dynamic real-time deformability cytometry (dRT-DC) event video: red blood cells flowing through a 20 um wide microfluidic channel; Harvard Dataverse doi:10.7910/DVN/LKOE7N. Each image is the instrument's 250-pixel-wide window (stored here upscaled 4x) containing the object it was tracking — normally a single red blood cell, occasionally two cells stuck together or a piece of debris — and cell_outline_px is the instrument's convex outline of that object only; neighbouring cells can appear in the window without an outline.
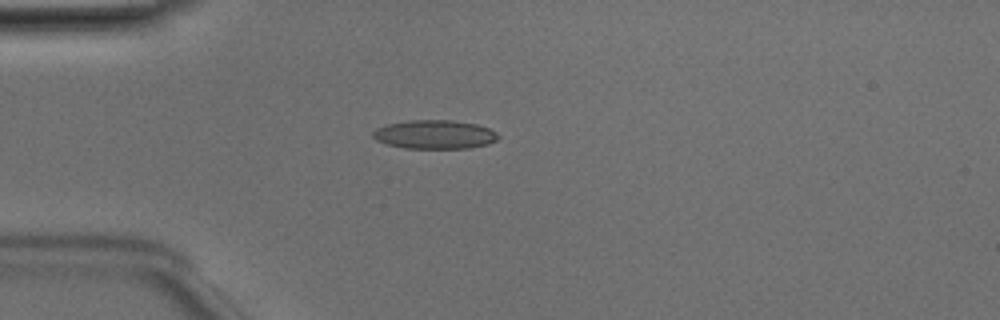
{"species": "Egyptian fruit bat (a non-hibernating species)", "species_latin": "Rousettus aegyptiacus", "temperature_condition": "room temperature", "stored_images_in_passage": 51, "camera_frame_rate_fps": 3000, "um_per_image_px": 0.085, "animal": {"sex": "male"}, "frame": {"image": 1, "passage_image": 14, "time_ms": 4.333, "image_size_px": [1000, 320], "cell_outline_px": [[500, 136], [496, 140], [488, 144], [468, 148], [404, 148], [388, 144], [376, 140], [372, 136], [372, 132], [376, 128], [384, 124], [408, 120], [452, 120], [476, 124], [488, 128], [496, 132]], "centroid_in_image_um": [36.92, 11.42], "position_along_channel_um": 48.1, "area_um2": 21.1}}
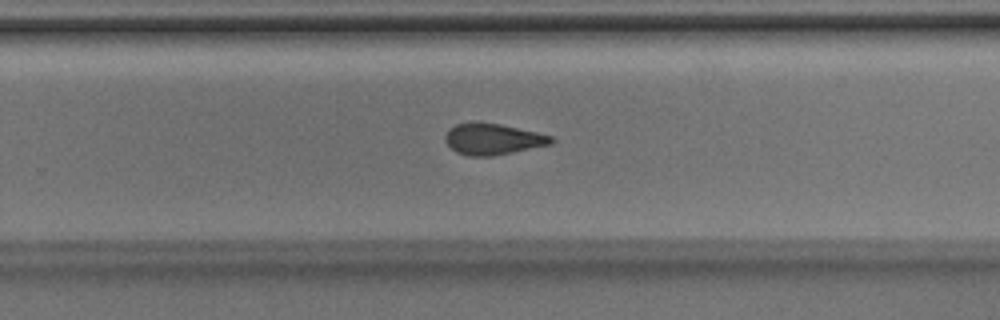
{"frame": {"image": 2, "passage_image": 33, "time_ms": 10.667, "image_size_px": [1000, 320], "cell_outline_px": [[556, 140], [552, 144], [492, 156], [468, 156], [456, 152], [444, 140], [444, 136], [448, 128], [456, 124], [472, 120], [476, 120], [500, 124], [536, 132], [552, 136]], "centroid_in_image_um": [41.85, 11.8], "position_along_channel_um": 288.0, "area_um2": 19.59}}
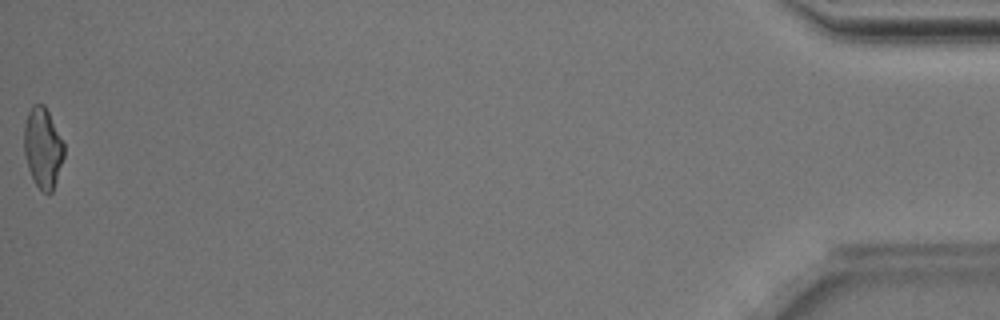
{"frame": {"image": 3, "passage_image": 51, "time_ms": 16.667, "image_size_px": [1000, 320], "cell_outline_px": [[64, 156], [52, 192], [48, 196], [36, 184], [28, 168], [24, 152], [24, 124], [28, 112], [32, 104], [44, 104], [64, 144]], "centroid_in_image_um": [3.63, 12.56], "position_along_channel_um": 431.6, "area_um2": 18.5}, "authors_computed_cell_mechanics": {"area_um2": 19.941, "velocity_mm_per_s": 4.0306, "shape_relaxation_time_tau1_ms": 6.6926, "shape_relaxation_time_tau2_ms": 2.368, "deformation_change_tau1": 0.1407, "deformation_change_tau2": 0.107}}